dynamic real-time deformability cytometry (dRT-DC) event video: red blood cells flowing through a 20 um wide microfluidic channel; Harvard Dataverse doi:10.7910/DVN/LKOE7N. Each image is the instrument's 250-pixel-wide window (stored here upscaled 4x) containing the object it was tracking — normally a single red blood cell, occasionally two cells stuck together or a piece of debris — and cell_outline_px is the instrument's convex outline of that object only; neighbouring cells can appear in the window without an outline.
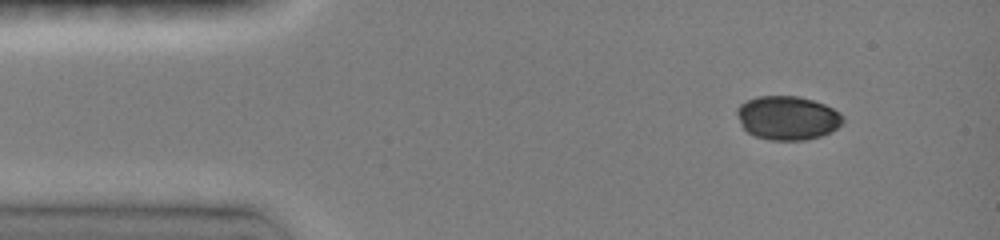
{"species": "common noctule bat (a hibernating species)", "species_latin": "Nyctalus noctula", "temperature_condition": "room temperature", "stored_images_in_passage": 34, "camera_frame_rate_fps": 3000, "um_per_image_px": 0.085, "animal": {"sex": "female", "body_mass_g": 19.0, "forearm_length_mm": 51.5}, "frame": {"image": 1, "passage_image": 1, "time_ms": 0.0, "image_size_px": [1000, 240], "cell_outline_px": [[844, 120], [836, 128], [820, 136], [804, 140], [772, 140], [756, 136], [748, 132], [740, 124], [736, 112], [736, 108], [740, 104], [756, 96], [800, 96], [824, 104], [840, 112], [844, 116]], "centroid_in_image_um": [66.92, 10.01], "position_along_channel_um": 18.1, "area_um2": 26.99}}
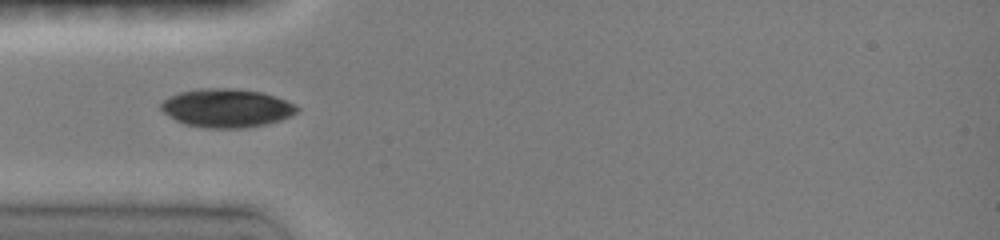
{"frame": {"image": 2, "passage_image": 16, "time_ms": 3.0, "image_size_px": [1000, 240], "cell_outline_px": [[300, 108], [292, 116], [268, 124], [244, 128], [204, 128], [184, 124], [176, 120], [164, 112], [160, 108], [160, 104], [164, 100], [180, 92], [200, 88], [236, 88], [260, 92], [296, 104]], "centroid_in_image_um": [19.27, 9.19], "position_along_channel_um": 65.7, "area_um2": 30.52}}
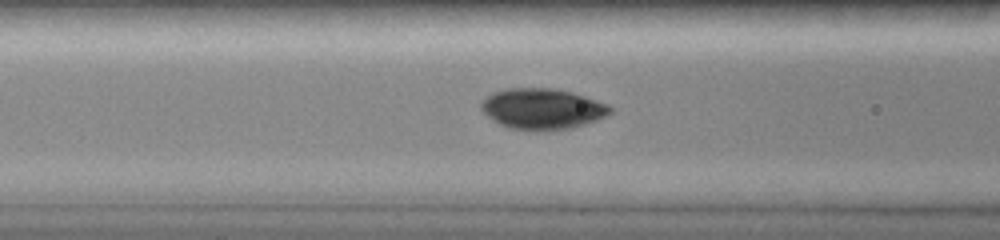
{"frame": {"image": 3, "passage_image": 24, "time_ms": 4.333, "image_size_px": [1000, 240], "cell_outline_px": [[612, 112], [596, 120], [572, 128], [508, 128], [500, 124], [488, 116], [480, 108], [480, 104], [492, 92], [508, 88], [556, 88], [572, 92], [608, 104], [612, 108]], "centroid_in_image_um": [46.1, 9.21], "position_along_channel_um": 120.5, "area_um2": 29.88}}